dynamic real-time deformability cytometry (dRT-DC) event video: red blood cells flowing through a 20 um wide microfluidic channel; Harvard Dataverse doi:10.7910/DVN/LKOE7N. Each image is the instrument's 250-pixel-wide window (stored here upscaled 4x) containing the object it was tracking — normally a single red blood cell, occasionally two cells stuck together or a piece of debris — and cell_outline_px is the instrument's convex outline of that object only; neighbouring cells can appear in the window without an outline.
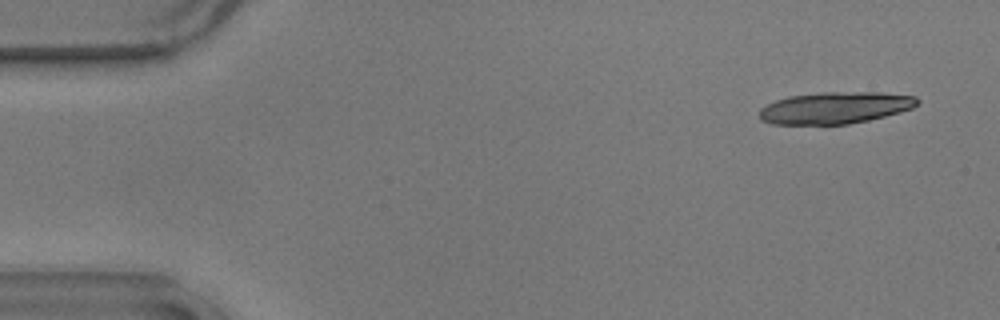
{"species": "common noctule bat (a hibernating species)", "species_latin": "Nyctalus noctula", "temperature_condition": "warm", "stored_images_in_passage": 18, "camera_frame_rate_fps": 3000, "um_per_image_px": 0.085, "animal": {"sex": "male", "body_mass_g": 17.9}, "frame": {"image": 1, "passage_image": 3, "time_ms": 0.667, "image_size_px": [1000, 320], "cell_outline_px": [[920, 100], [912, 108], [900, 112], [868, 120], [848, 124], [772, 124], [760, 120], [760, 108], [776, 100], [788, 96], [820, 92], [880, 92], [916, 96]], "centroid_in_image_um": [70.98, 9.15], "position_along_channel_um": 14.0, "area_um2": 29.25}}